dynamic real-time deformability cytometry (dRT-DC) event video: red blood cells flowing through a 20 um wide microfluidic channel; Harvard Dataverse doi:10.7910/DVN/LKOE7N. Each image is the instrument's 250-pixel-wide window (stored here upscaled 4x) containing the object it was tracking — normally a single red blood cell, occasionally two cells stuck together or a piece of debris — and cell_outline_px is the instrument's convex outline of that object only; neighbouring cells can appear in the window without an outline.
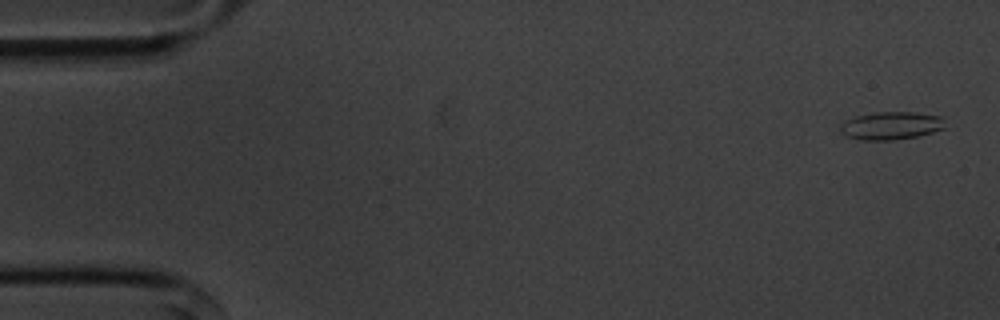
{"species": "common noctule bat (a hibernating species)", "species_latin": "Nyctalus noctula", "temperature_condition": "cold", "stored_images_in_passage": 52, "camera_frame_rate_fps": 3000, "um_per_image_px": 0.085, "animal": {"sex": "male", "body_mass_g": 20.1, "forearm_length_mm": 53.5}, "frame": {"image": 1, "passage_image": 1, "time_ms": 0.0, "image_size_px": [1000, 320], "cell_outline_px": [[944, 128], [920, 136], [896, 140], [860, 140], [844, 136], [840, 132], [840, 124], [844, 120], [856, 116], [876, 112], [916, 112], [944, 116]], "centroid_in_image_um": [75.73, 10.68], "position_along_channel_um": 9.3, "area_um2": 17.4}}
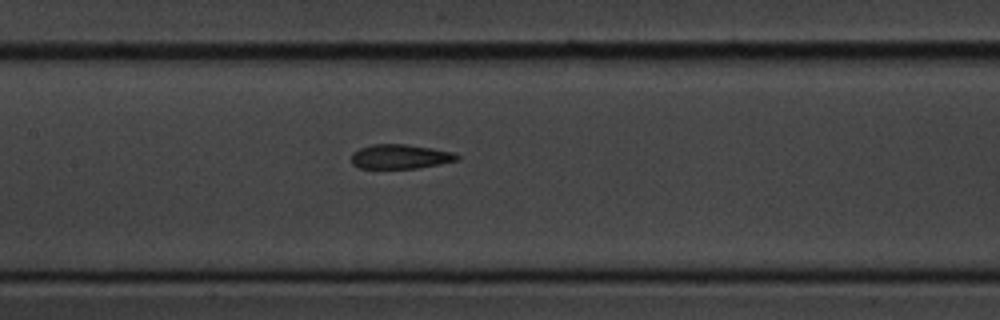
{"frame": {"image": 2, "passage_image": 25, "time_ms": 8.0, "image_size_px": [1000, 320], "cell_outline_px": [[460, 160], [440, 164], [416, 168], [360, 168], [352, 164], [352, 152], [360, 148], [372, 144], [404, 144], [432, 148], [452, 152], [460, 156]], "centroid_in_image_um": [34.03, 13.31], "position_along_channel_um": 173.4, "area_um2": 15.03}}
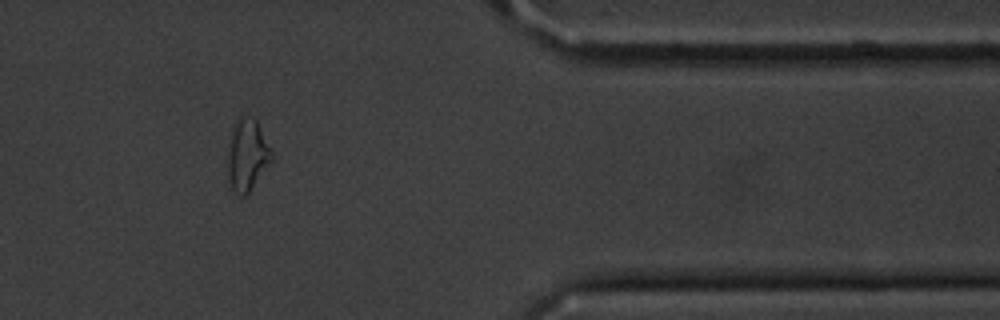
{"frame": {"image": 3, "passage_image": 45, "time_ms": 14.667, "image_size_px": [1000, 320], "cell_outline_px": [[272, 160], [248, 192], [244, 196], [240, 196], [232, 188], [228, 180], [228, 152], [232, 128], [240, 112], [252, 116], [256, 120], [272, 152]], "centroid_in_image_um": [20.99, 13.11], "position_along_channel_um": 390.4, "area_um2": 18.21}, "authors_computed_cell_mechanics": {"area_um2": 16.0684, "velocity_mm_per_s": 3.5984, "shape_relaxation_time_tau1_ms": 6.3916, "shape_relaxation_time_tau2_ms": 2.3901, "deformation_change_tau1": 0.1391, "deformation_change_tau2": 0.09}}